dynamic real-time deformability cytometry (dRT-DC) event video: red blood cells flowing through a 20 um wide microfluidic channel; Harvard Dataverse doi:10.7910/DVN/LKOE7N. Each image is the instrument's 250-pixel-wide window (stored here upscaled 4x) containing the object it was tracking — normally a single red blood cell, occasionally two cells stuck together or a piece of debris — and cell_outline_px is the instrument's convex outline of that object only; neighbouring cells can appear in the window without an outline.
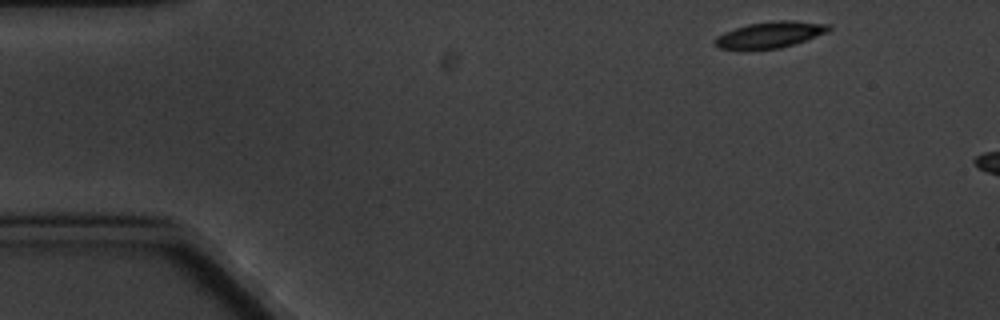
{"species": "common noctule bat (a hibernating species)", "species_latin": "Nyctalus noctula", "temperature_condition": "cold", "stored_images_in_passage": 3, "camera_frame_rate_fps": 3000, "um_per_image_px": 0.085, "animal": {"sex": "male", "body_mass_g": 20.1, "forearm_length_mm": 53.5}, "frame": {"image": 1, "passage_image": 1, "time_ms": 0.0, "image_size_px": [1000, 320], "cell_outline_px": [[832, 28], [828, 32], [796, 44], [780, 48], [740, 52], [716, 48], [712, 40], [716, 36], [724, 32], [748, 24], [776, 20], [796, 20], [832, 24]], "centroid_in_image_um": [65.41, 2.99], "position_along_channel_um": 19.6, "area_um2": 18.38}}